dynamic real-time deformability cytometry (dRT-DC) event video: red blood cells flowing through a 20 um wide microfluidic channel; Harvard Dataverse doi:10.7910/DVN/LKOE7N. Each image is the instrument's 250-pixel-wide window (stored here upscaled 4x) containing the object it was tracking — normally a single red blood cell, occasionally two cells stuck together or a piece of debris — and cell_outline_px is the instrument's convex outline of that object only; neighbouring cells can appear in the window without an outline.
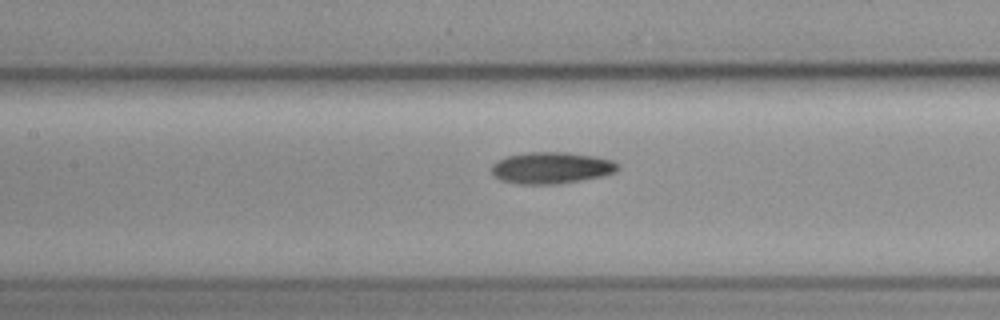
{"species": "common noctule bat (a hibernating species)", "species_latin": "Nyctalus noctula", "temperature_condition": "cold", "stored_images_in_passage": 7, "camera_frame_rate_fps": 3000, "um_per_image_px": 0.085, "animal": {"sex": "female", "body_mass_g": 19.3, "forearm_length_mm": 54.1}, "frame": {"image": 1, "passage_image": 6, "time_ms": 7.0, "image_size_px": [1000, 320], "cell_outline_px": [[620, 168], [616, 172], [604, 176], [560, 184], [516, 184], [500, 180], [492, 176], [492, 164], [496, 160], [508, 156], [528, 152], [568, 152], [596, 156], [612, 160]], "centroid_in_image_um": [46.86, 14.27], "position_along_channel_um": 160.5, "area_um2": 23.58}}